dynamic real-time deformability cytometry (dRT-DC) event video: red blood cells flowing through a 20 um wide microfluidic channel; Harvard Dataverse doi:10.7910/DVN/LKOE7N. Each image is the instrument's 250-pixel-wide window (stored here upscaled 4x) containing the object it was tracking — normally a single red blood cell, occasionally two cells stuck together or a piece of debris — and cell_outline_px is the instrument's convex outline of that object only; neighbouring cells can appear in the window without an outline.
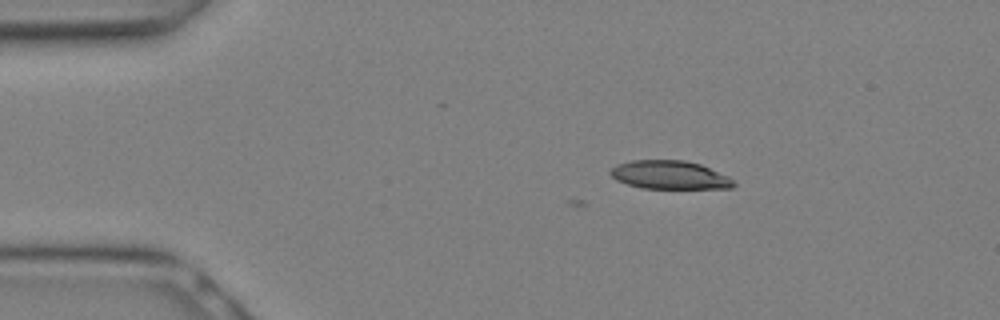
{"species": "Egyptian fruit bat (a non-hibernating species)", "species_latin": "Rousettus aegyptiacus", "temperature_condition": "warm", "stored_images_in_passage": 2, "camera_frame_rate_fps": 3000, "um_per_image_px": 0.085, "animal": {"sex": "female"}, "frame": {"image": 1, "passage_image": 2, "time_ms": 0.333, "image_size_px": [1000, 320], "cell_outline_px": [[736, 184], [732, 188], [640, 188], [616, 180], [608, 172], [616, 164], [632, 160], [684, 160], [700, 164], [728, 176]], "centroid_in_image_um": [56.89, 14.86], "position_along_channel_um": 28.1, "area_um2": 20.35}}